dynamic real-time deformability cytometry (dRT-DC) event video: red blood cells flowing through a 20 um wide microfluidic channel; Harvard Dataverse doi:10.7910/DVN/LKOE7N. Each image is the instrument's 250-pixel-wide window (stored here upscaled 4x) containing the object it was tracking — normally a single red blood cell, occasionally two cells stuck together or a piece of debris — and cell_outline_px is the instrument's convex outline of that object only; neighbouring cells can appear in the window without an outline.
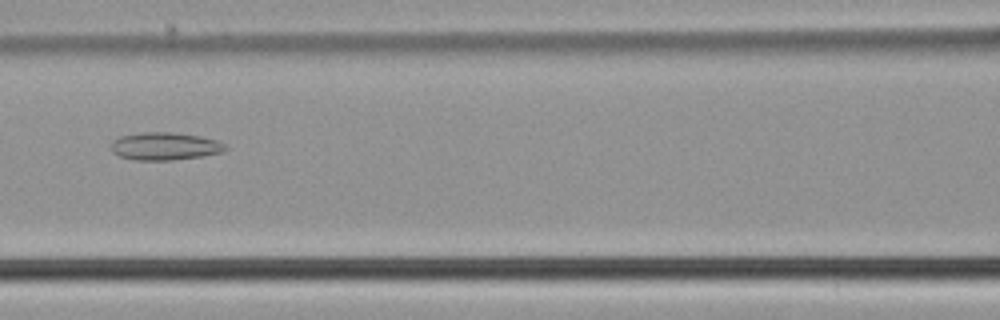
{"species": "common noctule bat (a hibernating species)", "species_latin": "Nyctalus noctula", "temperature_condition": "cold", "stored_images_in_passage": 48, "camera_frame_rate_fps": 3000, "um_per_image_px": 0.085, "animal": {"sex": "male", "body_mass_g": 21.5, "forearm_length_mm": 52.0}, "frame": {"image": 1, "passage_image": 18, "time_ms": 5.667, "image_size_px": [1000, 320], "cell_outline_px": [[228, 148], [220, 152], [200, 156], [172, 160], [136, 160], [120, 156], [112, 152], [112, 140], [120, 136], [140, 132], [172, 132], [200, 136], [216, 140], [224, 144]], "centroid_in_image_um": [13.98, 12.42], "position_along_channel_um": 152.6, "area_um2": 18.32}}
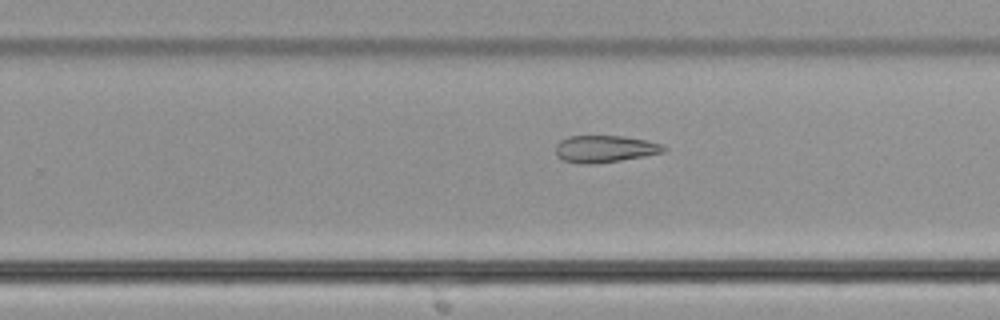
{"frame": {"image": 2, "passage_image": 28, "time_ms": 9.0, "image_size_px": [1000, 320], "cell_outline_px": [[668, 148], [664, 152], [644, 156], [620, 160], [592, 164], [580, 164], [564, 160], [556, 156], [556, 144], [560, 140], [568, 136], [624, 136], [648, 140], [660, 144]], "centroid_in_image_um": [51.4, 12.65], "position_along_channel_um": 278.4, "area_um2": 17.05}}
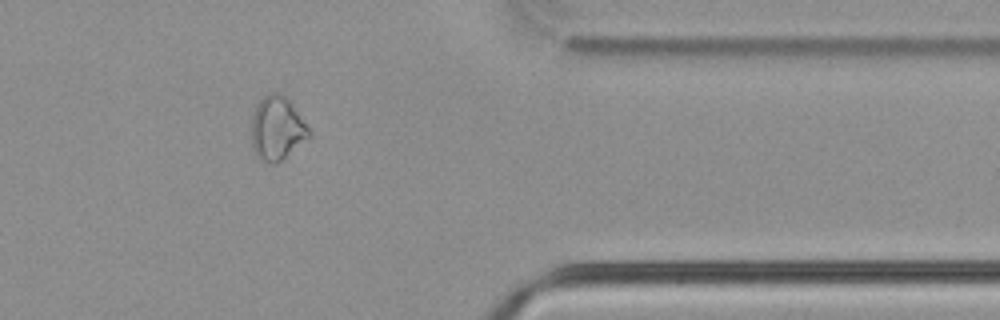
{"frame": {"image": 3, "passage_image": 38, "time_ms": 12.333, "image_size_px": [1000, 320], "cell_outline_px": [[312, 136], [284, 160], [276, 164], [272, 164], [260, 160], [256, 156], [252, 144], [252, 116], [256, 104], [268, 92], [276, 92], [284, 96], [292, 104], [308, 128]], "centroid_in_image_um": [23.55, 10.95], "position_along_channel_um": 387.9, "area_um2": 21.56}}